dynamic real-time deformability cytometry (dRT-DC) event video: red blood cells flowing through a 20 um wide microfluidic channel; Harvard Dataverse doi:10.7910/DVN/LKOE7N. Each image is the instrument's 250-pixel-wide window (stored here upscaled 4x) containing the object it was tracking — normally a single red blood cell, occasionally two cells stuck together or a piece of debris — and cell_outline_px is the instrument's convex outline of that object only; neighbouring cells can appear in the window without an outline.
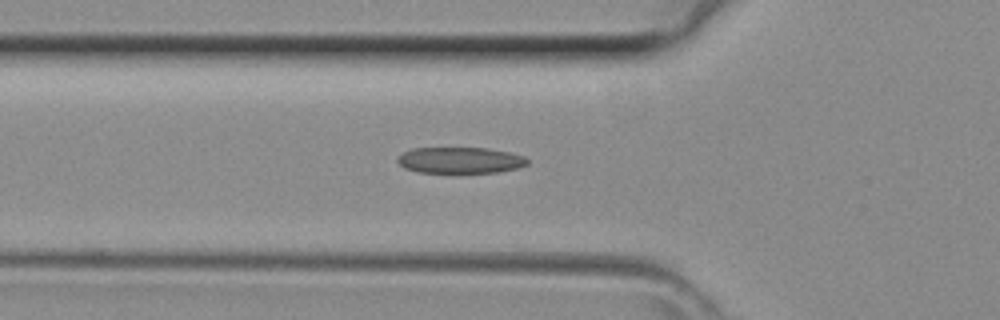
{"species": "common noctule bat (a hibernating species)", "species_latin": "Nyctalus noctula", "temperature_condition": "room temperature", "stored_images_in_passage": 32, "camera_frame_rate_fps": 3000, "um_per_image_px": 0.085, "animal": {"sex": "female", "body_mass_g": 29.2, "forearm_length_mm": 56.3}, "frame": {"image": 1, "passage_image": 9, "time_ms": 2.667, "image_size_px": [1000, 320], "cell_outline_px": [[528, 164], [516, 168], [496, 172], [456, 176], [420, 172], [404, 168], [396, 160], [396, 156], [412, 148], [488, 148], [508, 152], [524, 156], [528, 160]], "centroid_in_image_um": [39.07, 13.67], "position_along_channel_um": 86.7, "area_um2": 20.75}}
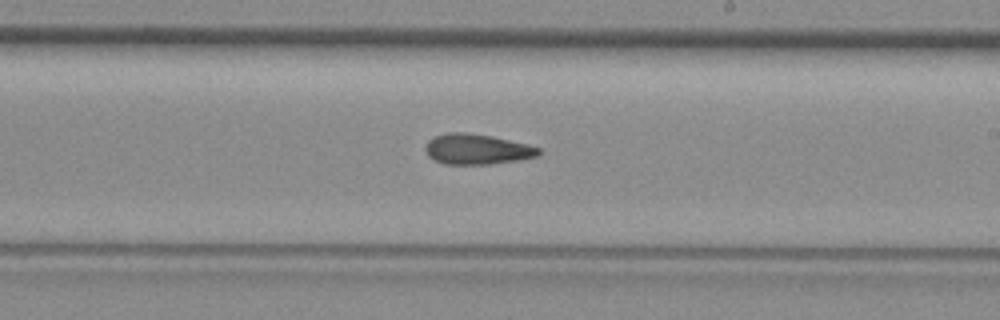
{"frame": {"image": 2, "passage_image": 19, "time_ms": 6.0, "image_size_px": [1000, 320], "cell_outline_px": [[540, 156], [516, 160], [488, 164], [444, 164], [428, 156], [424, 148], [428, 140], [432, 136], [448, 132], [464, 132], [492, 136], [528, 144], [540, 148]], "centroid_in_image_um": [40.52, 12.67], "position_along_channel_um": 248.5, "area_um2": 20.11}}
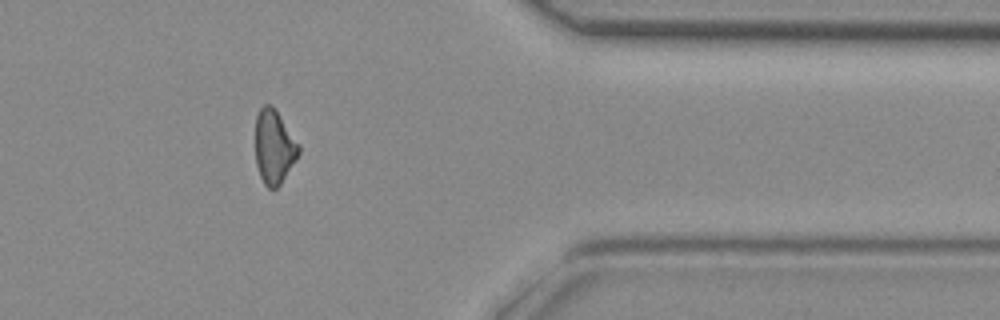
{"frame": {"image": 3, "passage_image": 29, "time_ms": 9.333, "image_size_px": [1000, 320], "cell_outline_px": [[300, 152], [296, 160], [280, 184], [276, 188], [268, 188], [264, 184], [260, 176], [256, 164], [256, 116], [260, 108], [264, 104], [272, 104], [300, 144]], "centroid_in_image_um": [23.31, 12.47], "position_along_channel_um": 388.1, "area_um2": 18.73}}